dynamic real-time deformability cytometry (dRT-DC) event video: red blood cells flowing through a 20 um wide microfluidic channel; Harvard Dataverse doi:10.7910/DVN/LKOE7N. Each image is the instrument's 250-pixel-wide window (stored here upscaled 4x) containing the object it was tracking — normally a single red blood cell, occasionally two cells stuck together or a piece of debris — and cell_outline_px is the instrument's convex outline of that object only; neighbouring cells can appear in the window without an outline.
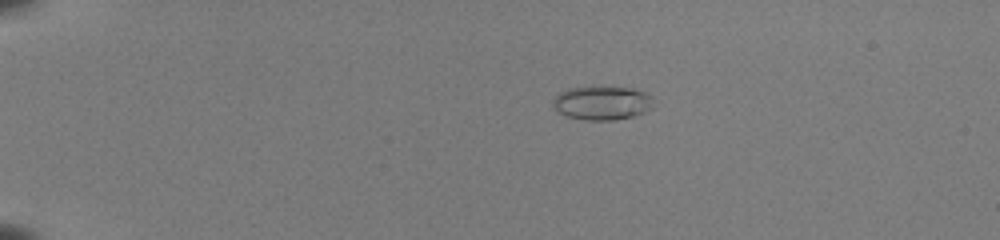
{"species": "common noctule bat (a hibernating species)", "species_latin": "Nyctalus noctula", "temperature_condition": "room temperature", "stored_images_in_passage": 44, "camera_frame_rate_fps": 3000, "um_per_image_px": 0.085, "animal": {"sex": "female", "body_mass_g": 22.0, "forearm_length_mm": 56.7}, "frame": {"image": 1, "passage_image": 3, "time_ms": 0.667, "image_size_px": [1000, 240], "cell_outline_px": [[652, 108], [636, 116], [612, 120], [584, 120], [564, 116], [552, 108], [552, 100], [560, 92], [568, 88], [592, 84], [600, 84], [632, 88], [644, 92], [652, 96]], "centroid_in_image_um": [51.13, 8.71], "position_along_channel_um": 33.9, "area_um2": 20.81}}
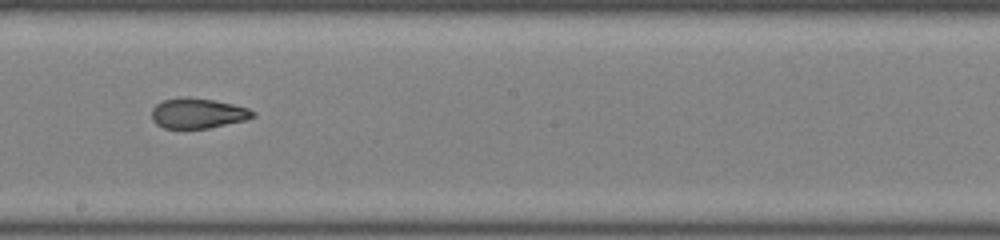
{"frame": {"image": 2, "passage_image": 24, "time_ms": 7.667, "image_size_px": [1000, 240], "cell_outline_px": [[256, 116], [244, 120], [208, 128], [164, 128], [156, 124], [152, 120], [152, 108], [156, 104], [164, 100], [184, 96], [188, 96], [212, 100], [232, 104], [248, 108], [256, 112]], "centroid_in_image_um": [16.8, 9.62], "position_along_channel_um": 231.4, "area_um2": 17.74}}
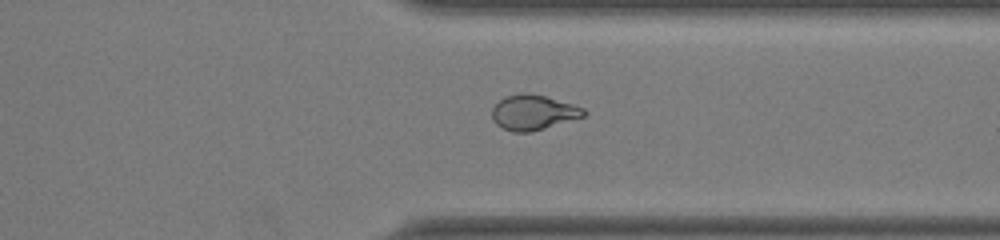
{"frame": {"image": 3, "passage_image": 34, "time_ms": 11.0, "image_size_px": [1000, 240], "cell_outline_px": [[588, 112], [584, 116], [532, 132], [512, 132], [496, 124], [492, 120], [492, 108], [504, 96], [528, 92], [544, 96], [572, 104], [584, 108]], "centroid_in_image_um": [45.31, 9.56], "position_along_channel_um": 366.1, "area_um2": 18.67}, "authors_computed_cell_mechanics": {"area_um2": 19.2474, "velocity_mm_per_s": 4.026, "shape_relaxation_time_tau1_ms": null, "shape_relaxation_time_tau2_ms": 1.272, "deformation_change_tau1": null, "deformation_change_tau2": 0.0774}}